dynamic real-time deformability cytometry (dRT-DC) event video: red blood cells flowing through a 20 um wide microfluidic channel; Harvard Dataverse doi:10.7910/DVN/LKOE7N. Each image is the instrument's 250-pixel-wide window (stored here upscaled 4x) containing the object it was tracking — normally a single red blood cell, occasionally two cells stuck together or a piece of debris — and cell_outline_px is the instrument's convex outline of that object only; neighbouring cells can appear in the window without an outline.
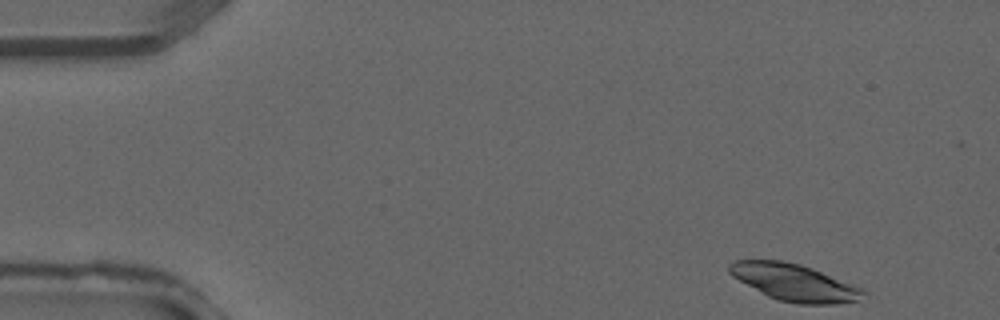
{"species": "common noctule bat (a hibernating species)", "species_latin": "Nyctalus noctula", "temperature_condition": "warm", "stored_images_in_passage": 1, "camera_frame_rate_fps": 3000, "um_per_image_px": 0.085, "animal": {"sex": "male", "forearm_length_mm": 52.5}, "frame": {"image": 1, "passage_image": 1, "time_ms": 0.0, "image_size_px": [1000, 320], "cell_outline_px": [[868, 292], [856, 300], [836, 304], [800, 304], [780, 300], [768, 296], [732, 276], [728, 272], [728, 264], [732, 260], [780, 260], [800, 264], [812, 268], [864, 288]], "centroid_in_image_um": [67.52, 23.99], "position_along_channel_um": 17.5, "area_um2": 28.67}}